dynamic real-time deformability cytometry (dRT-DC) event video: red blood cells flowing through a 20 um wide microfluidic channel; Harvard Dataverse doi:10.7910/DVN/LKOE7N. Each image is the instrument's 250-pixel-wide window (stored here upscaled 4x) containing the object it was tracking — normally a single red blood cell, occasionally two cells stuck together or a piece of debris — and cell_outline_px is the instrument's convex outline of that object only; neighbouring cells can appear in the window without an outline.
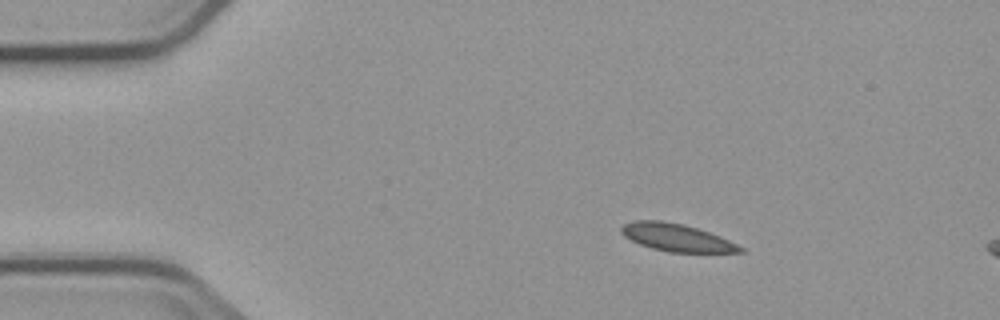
{"species": "common noctule bat (a hibernating species)", "species_latin": "Nyctalus noctula", "temperature_condition": "cold", "stored_images_in_passage": 3, "camera_frame_rate_fps": 3000, "um_per_image_px": 0.085, "animal": {"sex": "male", "body_mass_g": 23.1, "forearm_length_mm": 52.7}, "frame": {"image": 1, "passage_image": 1, "time_ms": 0.0, "image_size_px": [1000, 320], "cell_outline_px": [[744, 252], [668, 252], [652, 248], [640, 244], [624, 236], [620, 232], [620, 228], [624, 224], [632, 220], [664, 220], [684, 224], [720, 236], [744, 248]], "centroid_in_image_um": [57.47, 20.18], "position_along_channel_um": 27.5, "area_um2": 19.02}}